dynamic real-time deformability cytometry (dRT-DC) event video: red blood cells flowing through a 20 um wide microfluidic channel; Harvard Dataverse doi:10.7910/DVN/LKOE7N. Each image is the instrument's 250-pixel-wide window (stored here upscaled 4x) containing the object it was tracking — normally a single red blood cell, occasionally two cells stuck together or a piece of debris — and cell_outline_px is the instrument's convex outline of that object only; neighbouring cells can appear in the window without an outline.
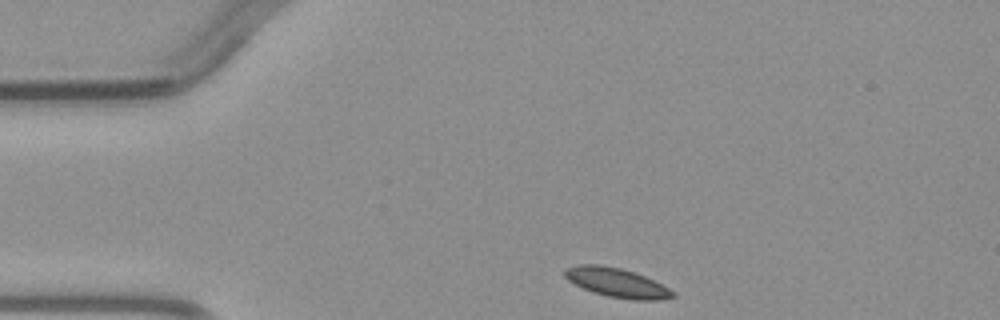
{"species": "common noctule bat (a hibernating species)", "species_latin": "Nyctalus noctula", "temperature_condition": "warm", "stored_images_in_passage": 2, "camera_frame_rate_fps": 3000, "um_per_image_px": 0.085, "animal": {"sex": "male", "body_mass_g": 23.1, "forearm_length_mm": 52.7}, "frame": {"image": 1, "passage_image": 1, "time_ms": 0.0, "image_size_px": [1000, 320], "cell_outline_px": [[676, 296], [660, 300], [632, 300], [608, 296], [592, 292], [568, 280], [564, 276], [564, 268], [576, 264], [600, 264], [620, 268], [644, 276], [676, 292]], "centroid_in_image_um": [52.41, 24.02], "position_along_channel_um": 32.6, "area_um2": 18.32}}